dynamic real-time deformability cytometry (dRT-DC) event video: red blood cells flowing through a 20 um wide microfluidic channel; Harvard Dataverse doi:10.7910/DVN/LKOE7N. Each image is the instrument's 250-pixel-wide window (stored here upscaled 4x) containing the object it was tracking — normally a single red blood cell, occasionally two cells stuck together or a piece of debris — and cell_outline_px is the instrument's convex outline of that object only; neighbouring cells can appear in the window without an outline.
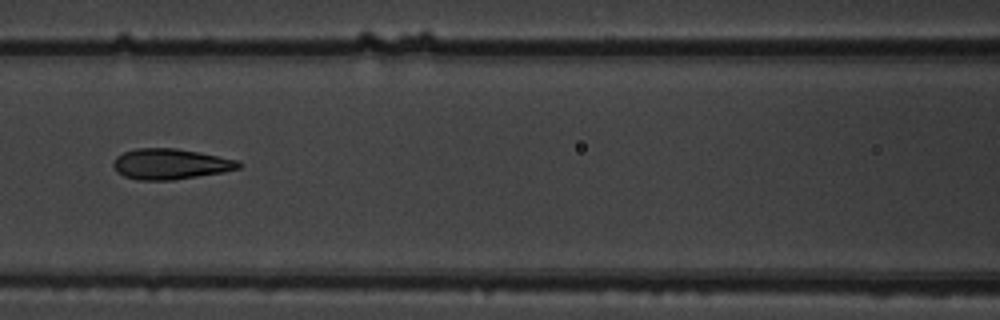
{"species": "common noctule bat (a hibernating species)", "species_latin": "Nyctalus noctula", "temperature_condition": "warm", "stored_images_in_passage": 10, "camera_frame_rate_fps": 3000, "um_per_image_px": 0.085, "animal": {"sex": "male", "body_mass_g": 19.5, "forearm_length_mm": 54.6}, "frame": {"image": 1, "passage_image": 6, "time_ms": 1.667, "image_size_px": [1000, 320], "cell_outline_px": [[240, 168], [224, 172], [172, 180], [136, 180], [124, 176], [116, 172], [112, 164], [112, 160], [116, 156], [124, 152], [136, 148], [176, 148], [200, 152], [240, 160]], "centroid_in_image_um": [14.47, 13.94], "position_along_channel_um": 152.1, "area_um2": 22.6}}
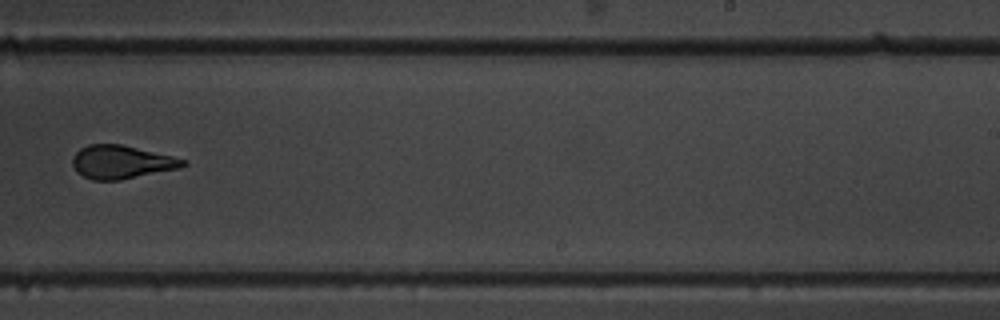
{"frame": {"image": 2, "passage_image": 9, "time_ms": 2.667, "image_size_px": [1000, 320], "cell_outline_px": [[188, 164], [180, 168], [120, 180], [92, 180], [76, 172], [72, 164], [72, 156], [80, 148], [88, 144], [120, 144], [172, 156], [188, 160]], "centroid_in_image_um": [10.31, 13.77], "position_along_channel_um": 278.7, "area_um2": 21.5}}
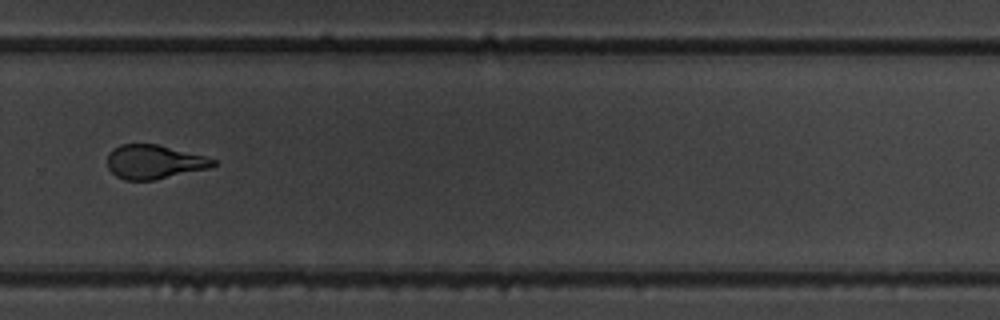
{"frame": {"image": 3, "passage_image": 10, "time_ms": 3.0, "image_size_px": [1000, 320], "cell_outline_px": [[216, 164], [208, 168], [152, 180], [124, 180], [116, 176], [108, 168], [108, 152], [112, 148], [120, 144], [156, 144], [204, 156], [216, 160]], "centroid_in_image_um": [13.04, 13.75], "position_along_channel_um": 316.8, "area_um2": 20.69}}